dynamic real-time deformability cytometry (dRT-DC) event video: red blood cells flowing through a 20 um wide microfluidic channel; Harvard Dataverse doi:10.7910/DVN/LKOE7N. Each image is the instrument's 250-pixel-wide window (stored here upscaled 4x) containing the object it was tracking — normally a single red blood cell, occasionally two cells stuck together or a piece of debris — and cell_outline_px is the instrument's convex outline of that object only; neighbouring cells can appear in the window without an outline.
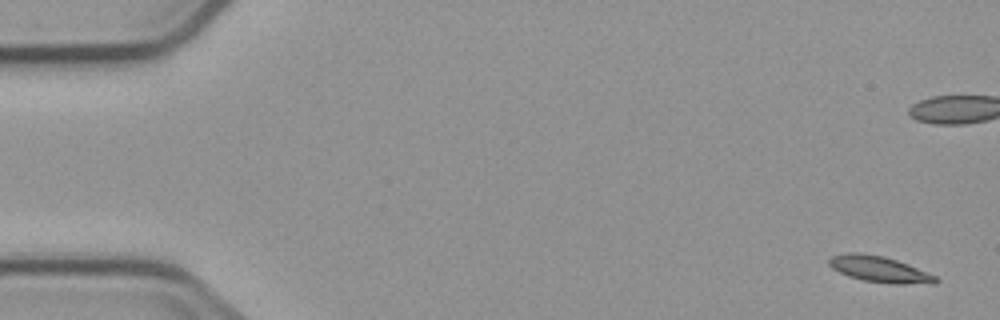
{"species": "common noctule bat (a hibernating species)", "species_latin": "Nyctalus noctula", "temperature_condition": "cold", "stored_images_in_passage": 6, "camera_frame_rate_fps": 3000, "um_per_image_px": 0.085, "animal": {"sex": "male", "body_mass_g": 23.1, "forearm_length_mm": 52.7}, "frame": {"image": 1, "passage_image": 1, "time_ms": 0.0, "image_size_px": [1000, 320], "cell_outline_px": [[940, 280], [936, 284], [892, 284], [864, 280], [848, 276], [832, 268], [828, 264], [828, 260], [832, 256], [848, 252], [856, 252], [884, 256], [896, 260], [936, 276]], "centroid_in_image_um": [74.76, 22.89], "position_along_channel_um": 10.2, "area_um2": 16.13}}